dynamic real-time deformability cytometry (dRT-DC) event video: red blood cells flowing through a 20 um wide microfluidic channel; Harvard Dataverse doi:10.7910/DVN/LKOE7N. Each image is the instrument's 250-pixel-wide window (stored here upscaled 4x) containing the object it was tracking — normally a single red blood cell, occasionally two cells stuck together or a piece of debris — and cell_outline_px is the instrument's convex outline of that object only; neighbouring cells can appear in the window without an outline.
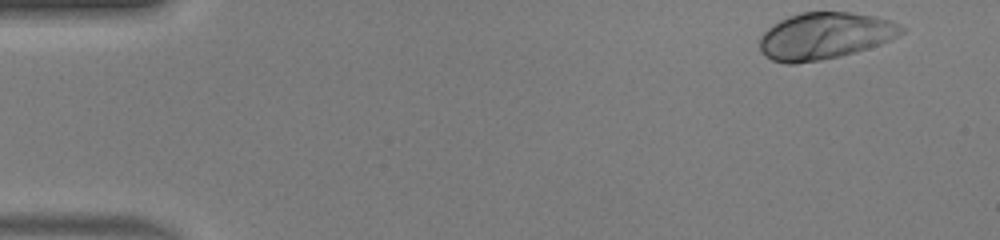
{"species": "human", "species_latin": "Homo sapiens", "temperature_condition": "warm", "stored_images_in_passage": 46, "camera_frame_rate_fps": 3000, "um_per_image_px": 0.085, "donor": {"sex": "male"}, "frame": {"image": 1, "passage_image": 1, "time_ms": 0.0, "image_size_px": [1000, 240], "cell_outline_px": [[904, 32], [880, 44], [868, 48], [840, 56], [820, 60], [796, 64], [788, 64], [772, 60], [760, 52], [760, 36], [768, 28], [780, 20], [788, 16], [800, 12], [852, 12], [876, 16], [888, 20], [904, 28]], "centroid_in_image_um": [70.07, 3.05], "position_along_channel_um": 14.9, "area_um2": 38.49}}
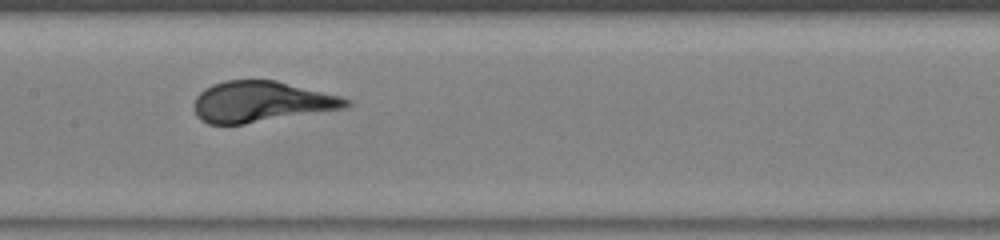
{"frame": {"image": 2, "passage_image": 22, "time_ms": 7.0, "image_size_px": [1000, 240], "cell_outline_px": [[352, 104], [344, 108], [244, 124], [208, 124], [200, 120], [196, 116], [192, 108], [192, 104], [196, 96], [204, 88], [212, 84], [224, 80], [276, 80], [340, 96], [352, 100]], "centroid_in_image_um": [22.15, 8.64], "position_along_channel_um": 185.3, "area_um2": 36.36}}
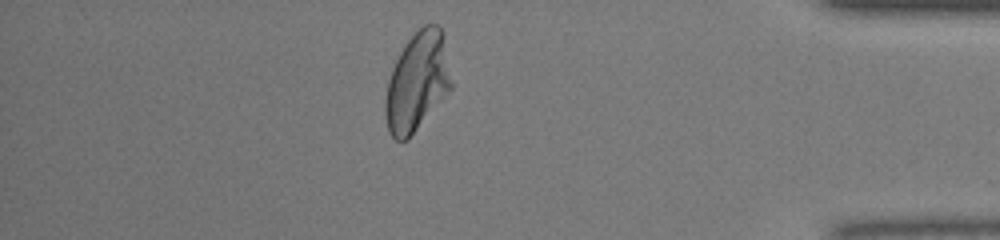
{"frame": {"image": 3, "passage_image": 40, "time_ms": 13.0, "image_size_px": [1000, 240], "cell_outline_px": [[452, 88], [408, 140], [396, 140], [388, 132], [384, 116], [384, 100], [388, 80], [392, 68], [404, 44], [424, 24], [436, 24], [444, 32], [452, 84]], "centroid_in_image_um": [35.45, 6.97], "position_along_channel_um": 399.7, "area_um2": 38.26}}